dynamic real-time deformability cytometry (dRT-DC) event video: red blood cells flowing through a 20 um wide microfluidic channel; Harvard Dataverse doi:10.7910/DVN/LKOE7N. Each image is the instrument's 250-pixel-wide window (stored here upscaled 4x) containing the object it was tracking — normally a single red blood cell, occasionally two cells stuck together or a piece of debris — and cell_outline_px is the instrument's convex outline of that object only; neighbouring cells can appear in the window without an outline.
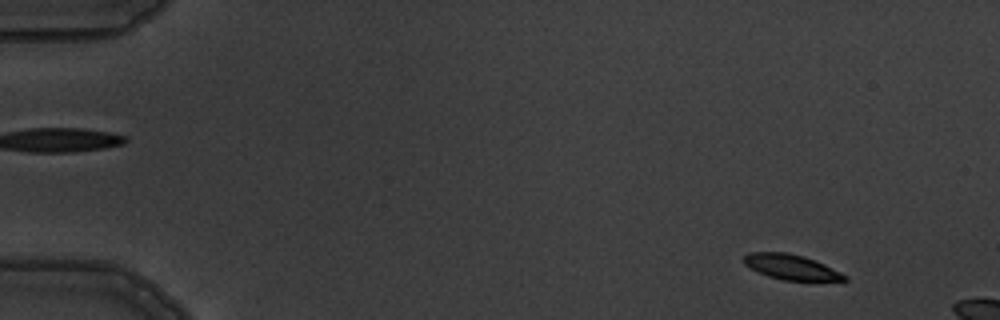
{"species": "common noctule bat (a hibernating species)", "species_latin": "Nyctalus noctula", "temperature_condition": "warm", "stored_images_in_passage": 3, "camera_frame_rate_fps": 3000, "um_per_image_px": 0.085, "animal": {"sex": "male", "body_mass_g": 19.5, "forearm_length_mm": 54.6}, "frame": {"image": 1, "passage_image": 1, "time_ms": 0.0, "image_size_px": [1000, 320], "cell_outline_px": [[848, 280], [784, 280], [768, 276], [744, 264], [744, 256], [748, 252], [788, 252], [804, 256], [824, 264], [848, 276]], "centroid_in_image_um": [67.25, 22.68], "position_along_channel_um": 17.8, "area_um2": 14.51}}